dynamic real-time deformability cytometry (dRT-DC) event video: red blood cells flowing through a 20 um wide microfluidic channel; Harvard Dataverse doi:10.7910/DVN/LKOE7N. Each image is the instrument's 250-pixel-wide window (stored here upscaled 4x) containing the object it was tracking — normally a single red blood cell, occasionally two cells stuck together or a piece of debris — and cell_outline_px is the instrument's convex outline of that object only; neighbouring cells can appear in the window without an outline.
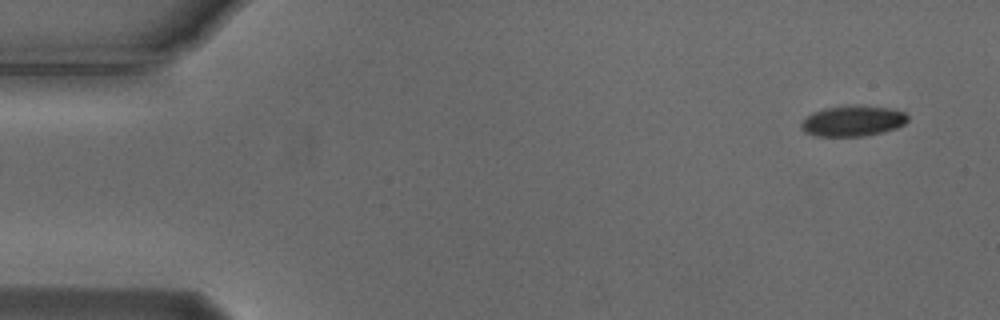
{"species": "Egyptian fruit bat (a non-hibernating species)", "species_latin": "Rousettus aegyptiacus", "temperature_condition": "cold", "stored_images_in_passage": 8, "camera_frame_rate_fps": 3000, "um_per_image_px": 0.085, "animal": {"sex": "male"}, "frame": {"image": 1, "passage_image": 1, "time_ms": 0.0, "image_size_px": [1000, 320], "cell_outline_px": [[908, 120], [904, 124], [896, 128], [880, 132], [860, 136], [816, 136], [804, 132], [800, 128], [800, 124], [804, 116], [812, 112], [824, 108], [856, 104], [888, 108], [904, 112], [908, 116]], "centroid_in_image_um": [72.42, 10.26], "position_along_channel_um": 12.6, "area_um2": 19.19}}